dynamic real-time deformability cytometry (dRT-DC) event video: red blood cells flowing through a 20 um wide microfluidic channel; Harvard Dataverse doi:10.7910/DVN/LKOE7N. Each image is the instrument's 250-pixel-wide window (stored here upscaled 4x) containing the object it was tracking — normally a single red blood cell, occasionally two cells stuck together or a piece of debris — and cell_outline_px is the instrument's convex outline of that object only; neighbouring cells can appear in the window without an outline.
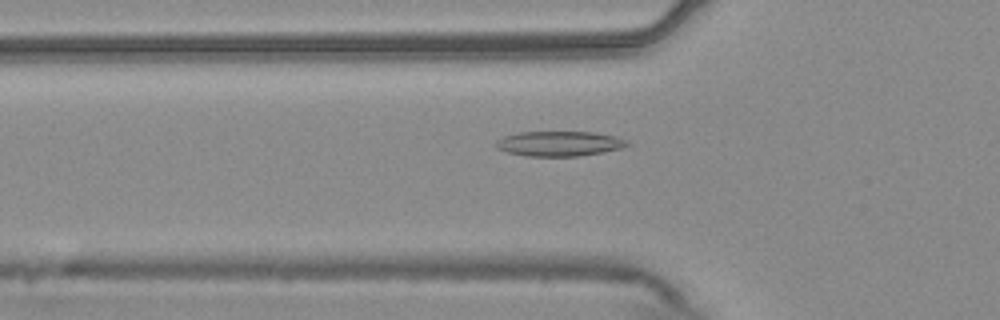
{"species": "common noctule bat (a hibernating species)", "species_latin": "Nyctalus noctula", "temperature_condition": "warm", "stored_images_in_passage": 55, "camera_frame_rate_fps": 3000, "um_per_image_px": 0.085, "animal": {"sex": "male", "body_mass_g": 20.4}, "frame": {"image": 1, "passage_image": 19, "time_ms": 6.0, "image_size_px": [1000, 320], "cell_outline_px": [[628, 144], [624, 148], [604, 152], [580, 156], [524, 156], [508, 152], [496, 148], [496, 140], [504, 136], [520, 132], [592, 132], [612, 136], [624, 140]], "centroid_in_image_um": [47.5, 12.22], "position_along_channel_um": 78.3, "area_um2": 18.96}}
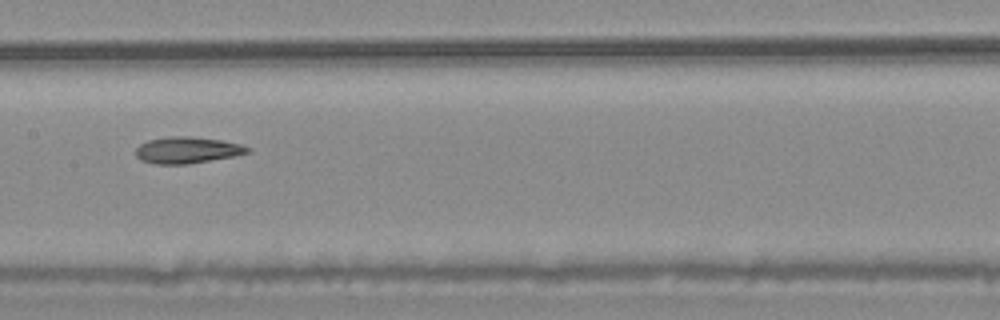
{"frame": {"image": 2, "passage_image": 28, "time_ms": 9.0, "image_size_px": [1000, 320], "cell_outline_px": [[252, 152], [236, 156], [188, 164], [152, 164], [140, 160], [136, 156], [136, 148], [140, 144], [148, 140], [172, 136], [188, 136], [220, 140], [240, 144], [252, 148]], "centroid_in_image_um": [15.93, 12.77], "position_along_channel_um": 191.5, "area_um2": 17.4}}
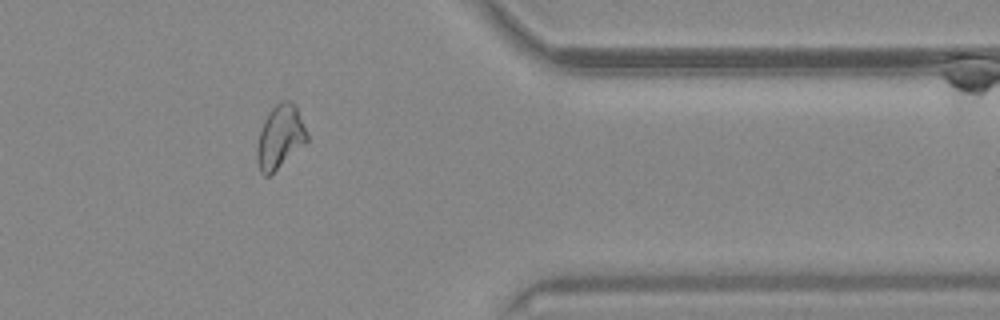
{"frame": {"image": 3, "passage_image": 45, "time_ms": 14.667, "image_size_px": [1000, 320], "cell_outline_px": [[308, 140], [304, 144], [268, 176], [264, 176], [260, 172], [256, 160], [256, 148], [260, 132], [264, 120], [268, 112], [276, 104], [284, 100], [288, 100], [296, 104], [308, 136]], "centroid_in_image_um": [23.78, 11.62], "position_along_channel_um": 387.6, "area_um2": 18.26}, "authors_computed_cell_mechanics": {"area_um2": 18.7272, "velocity_mm_per_s": 3.7477, "shape_relaxation_time_tau1_ms": null, "shape_relaxation_time_tau2_ms": 3.2339, "deformation_change_tau1": null, "deformation_change_tau2": 0.0976}}